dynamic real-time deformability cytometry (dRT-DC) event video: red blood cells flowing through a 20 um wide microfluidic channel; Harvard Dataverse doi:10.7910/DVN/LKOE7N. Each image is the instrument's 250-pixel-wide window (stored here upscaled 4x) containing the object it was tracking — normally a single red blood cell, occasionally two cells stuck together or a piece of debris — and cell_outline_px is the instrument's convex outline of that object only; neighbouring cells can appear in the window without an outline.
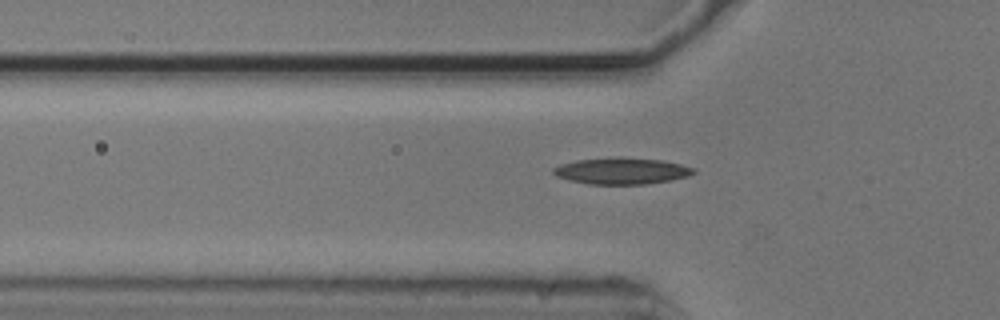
{"species": "common noctule bat (a hibernating species)", "species_latin": "Nyctalus noctula", "temperature_condition": "cold", "stored_images_in_passage": 12, "camera_frame_rate_fps": 3000, "um_per_image_px": 0.085, "animal": {"sex": "male", "body_mass_g": 20.5, "forearm_length_mm": 52.5}, "frame": {"image": 1, "passage_image": 7, "time_ms": 2.0, "image_size_px": [1000, 320], "cell_outline_px": [[696, 172], [688, 176], [668, 180], [644, 184], [588, 184], [568, 180], [556, 176], [552, 172], [552, 168], [560, 164], [576, 160], [664, 160], [696, 168]], "centroid_in_image_um": [52.83, 14.57], "position_along_channel_um": 73.0, "area_um2": 20.58}}
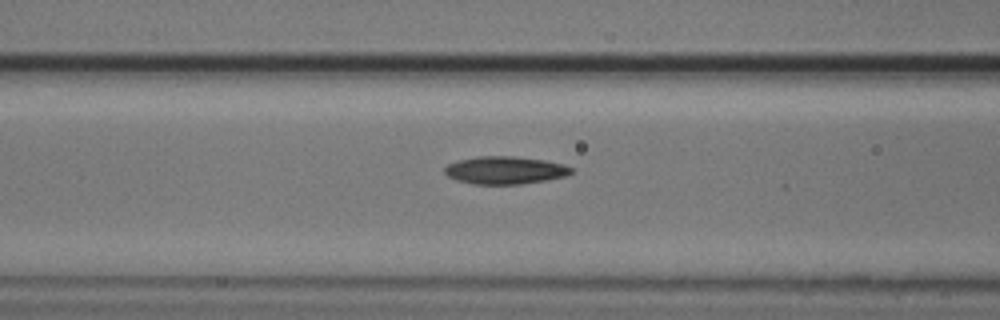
{"frame": {"image": 2, "passage_image": 11, "time_ms": 3.333, "image_size_px": [1000, 320], "cell_outline_px": [[572, 172], [564, 176], [548, 180], [520, 184], [472, 184], [456, 180], [448, 176], [444, 172], [444, 168], [448, 164], [460, 160], [476, 156], [516, 156], [544, 160], [564, 164], [572, 168]], "centroid_in_image_um": [42.92, 14.47], "position_along_channel_um": 123.7, "area_um2": 20.46}}